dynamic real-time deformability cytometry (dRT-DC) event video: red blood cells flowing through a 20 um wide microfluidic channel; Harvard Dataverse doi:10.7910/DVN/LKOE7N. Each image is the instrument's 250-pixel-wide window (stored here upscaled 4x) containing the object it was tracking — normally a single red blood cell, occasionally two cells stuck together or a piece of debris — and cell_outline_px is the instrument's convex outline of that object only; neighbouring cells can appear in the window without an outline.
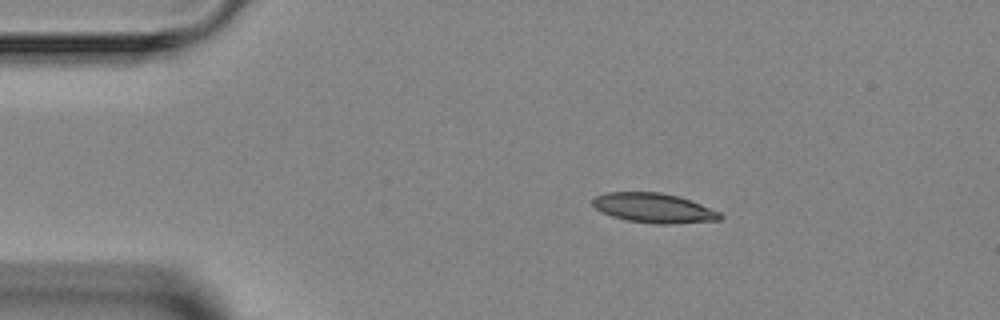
{"species": "Egyptian fruit bat (a non-hibernating species)", "species_latin": "Rousettus aegyptiacus", "temperature_condition": "room temperature", "stored_images_in_passage": 4, "camera_frame_rate_fps": 3000, "um_per_image_px": 0.085, "animal": {"sex": "female"}, "frame": {"image": 1, "passage_image": 1, "time_ms": 0.0, "image_size_px": [1000, 320], "cell_outline_px": [[724, 216], [720, 220], [676, 224], [656, 224], [628, 220], [612, 216], [600, 212], [592, 204], [592, 200], [596, 196], [608, 192], [660, 192], [680, 196], [692, 200], [720, 212]], "centroid_in_image_um": [55.61, 17.68], "position_along_channel_um": 29.4, "area_um2": 22.2}}
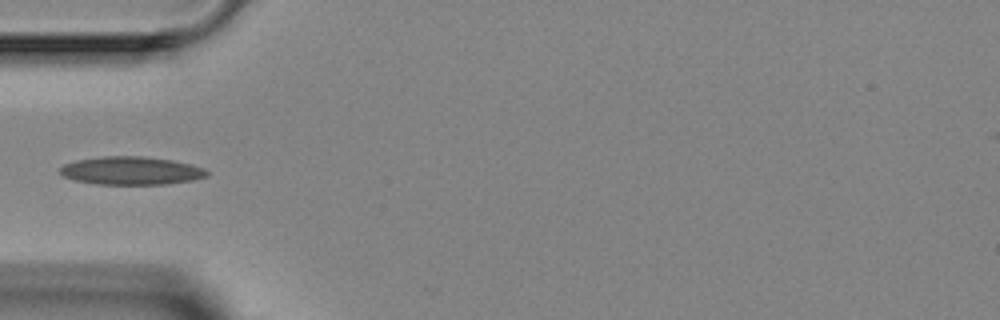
{"frame": {"image": 2, "passage_image": 3, "time_ms": 2.333, "image_size_px": [1000, 320], "cell_outline_px": [[208, 176], [192, 180], [168, 184], [96, 184], [76, 180], [64, 176], [60, 172], [60, 168], [64, 164], [76, 160], [100, 156], [140, 156], [172, 160], [192, 164], [204, 168], [208, 172]], "centroid_in_image_um": [11.17, 14.5], "position_along_channel_um": 73.8, "area_um2": 24.04}}
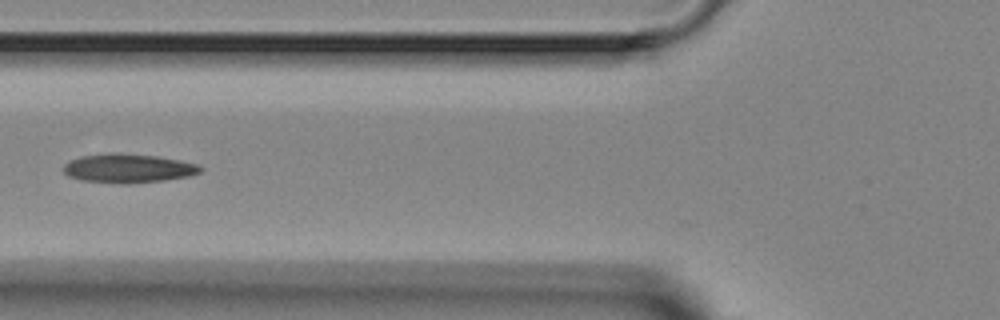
{"frame": {"image": 3, "passage_image": 4, "time_ms": 3.333, "image_size_px": [1000, 320], "cell_outline_px": [[204, 168], [200, 172], [188, 176], [164, 180], [128, 184], [120, 184], [80, 180], [68, 176], [64, 172], [64, 164], [80, 156], [116, 152], [156, 156], [180, 160], [196, 164]], "centroid_in_image_um": [10.88, 14.31], "position_along_channel_um": 114.9, "area_um2": 23.12}}